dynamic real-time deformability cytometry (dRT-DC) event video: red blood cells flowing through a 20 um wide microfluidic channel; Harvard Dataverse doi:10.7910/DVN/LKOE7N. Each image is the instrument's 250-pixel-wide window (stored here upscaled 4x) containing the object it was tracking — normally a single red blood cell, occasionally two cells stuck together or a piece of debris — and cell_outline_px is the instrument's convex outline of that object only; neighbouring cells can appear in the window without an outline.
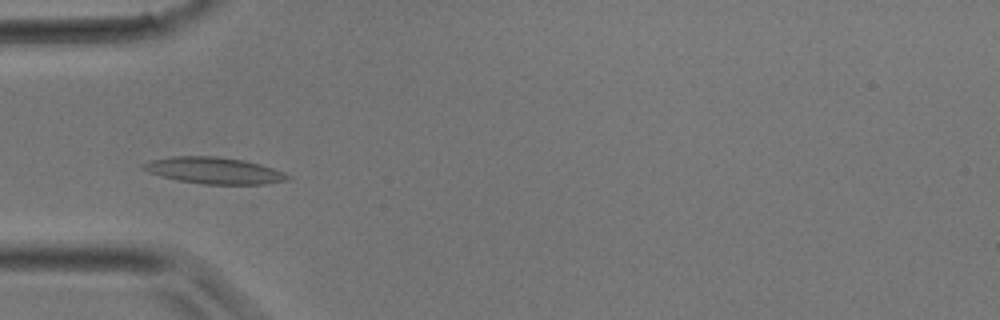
{"species": "common noctule bat (a hibernating species)", "species_latin": "Nyctalus noctula", "temperature_condition": "room temperature", "stored_images_in_passage": 32, "camera_frame_rate_fps": 3000, "um_per_image_px": 0.085, "animal": {"sex": "male", "body_mass_g": 17.9}, "frame": {"image": 1, "passage_image": 8, "time_ms": 2.333, "image_size_px": [1000, 320], "cell_outline_px": [[292, 176], [288, 180], [264, 184], [204, 184], [180, 180], [160, 176], [148, 172], [140, 168], [144, 164], [152, 160], [172, 156], [216, 156], [244, 160], [260, 164], [284, 172]], "centroid_in_image_um": [18.22, 14.49], "position_along_channel_um": 66.8, "area_um2": 22.2}}
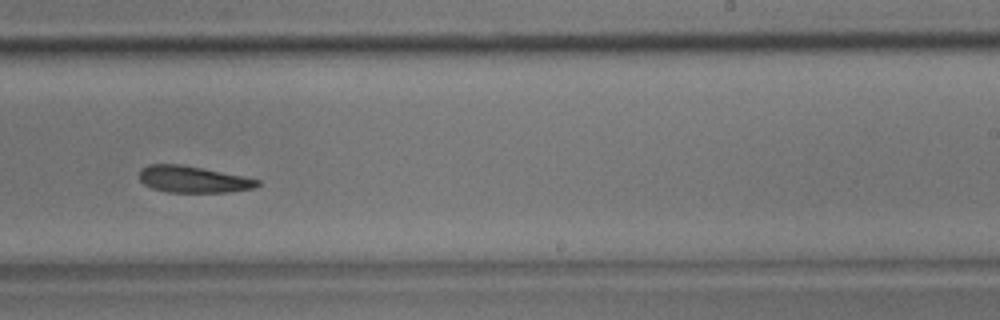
{"frame": {"image": 2, "passage_image": 19, "time_ms": 6.0, "image_size_px": [1000, 320], "cell_outline_px": [[260, 184], [252, 188], [224, 192], [168, 192], [152, 188], [144, 184], [140, 180], [140, 168], [148, 164], [180, 164], [244, 176], [260, 180]], "centroid_in_image_um": [16.38, 15.23], "position_along_channel_um": 272.6, "area_um2": 18.15}}
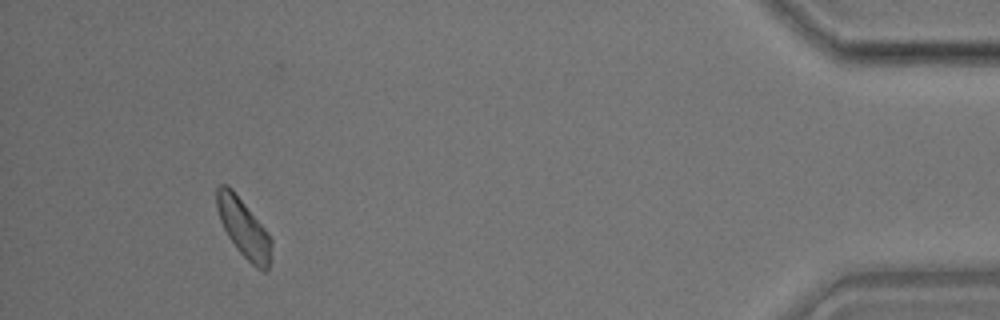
{"frame": {"image": 3, "passage_image": 30, "time_ms": 9.667, "image_size_px": [1000, 320], "cell_outline_px": [[272, 244], [268, 268], [264, 272], [256, 268], [236, 248], [228, 236], [220, 220], [216, 208], [216, 188], [220, 184], [228, 184], [232, 188], [264, 228], [272, 240]], "centroid_in_image_um": [20.68, 19.36], "position_along_channel_um": 414.5, "area_um2": 18.44}}